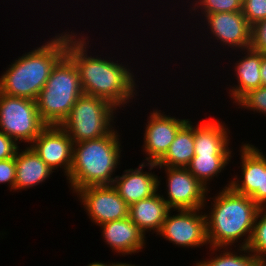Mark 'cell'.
Masks as SVG:
<instances>
[{
    "label": "cell",
    "instance_id": "6da1fadb",
    "mask_svg": "<svg viewBox=\"0 0 266 266\" xmlns=\"http://www.w3.org/2000/svg\"><path fill=\"white\" fill-rule=\"evenodd\" d=\"M86 35L75 32L66 47V55L78 69L83 94L102 98L119 110L139 95L138 81L135 82L137 77L128 64L114 61L113 57L110 60V57H100L103 55H88L91 46Z\"/></svg>",
    "mask_w": 266,
    "mask_h": 266
},
{
    "label": "cell",
    "instance_id": "7a4b0ae2",
    "mask_svg": "<svg viewBox=\"0 0 266 266\" xmlns=\"http://www.w3.org/2000/svg\"><path fill=\"white\" fill-rule=\"evenodd\" d=\"M39 47L18 56L0 77V92L7 96L37 99L52 68L66 54L68 39L75 33L68 29Z\"/></svg>",
    "mask_w": 266,
    "mask_h": 266
},
{
    "label": "cell",
    "instance_id": "3957f363",
    "mask_svg": "<svg viewBox=\"0 0 266 266\" xmlns=\"http://www.w3.org/2000/svg\"><path fill=\"white\" fill-rule=\"evenodd\" d=\"M212 199L205 213L209 247H247L259 206L254 200L235 192L228 184ZM213 204V205H212ZM241 239V240H240ZM239 240V241H238ZM243 240V241H242Z\"/></svg>",
    "mask_w": 266,
    "mask_h": 266
},
{
    "label": "cell",
    "instance_id": "277c9868",
    "mask_svg": "<svg viewBox=\"0 0 266 266\" xmlns=\"http://www.w3.org/2000/svg\"><path fill=\"white\" fill-rule=\"evenodd\" d=\"M117 129L108 135L74 143L72 167L68 175L69 188L75 193L94 185H113L120 164L121 139Z\"/></svg>",
    "mask_w": 266,
    "mask_h": 266
},
{
    "label": "cell",
    "instance_id": "5b68a950",
    "mask_svg": "<svg viewBox=\"0 0 266 266\" xmlns=\"http://www.w3.org/2000/svg\"><path fill=\"white\" fill-rule=\"evenodd\" d=\"M82 94L78 69L65 54L52 68L36 99L41 120L46 125L60 126Z\"/></svg>",
    "mask_w": 266,
    "mask_h": 266
},
{
    "label": "cell",
    "instance_id": "8992f818",
    "mask_svg": "<svg viewBox=\"0 0 266 266\" xmlns=\"http://www.w3.org/2000/svg\"><path fill=\"white\" fill-rule=\"evenodd\" d=\"M116 110L118 111L102 98L82 94L60 126L73 143L97 139L108 135L116 128L114 125Z\"/></svg>",
    "mask_w": 266,
    "mask_h": 266
},
{
    "label": "cell",
    "instance_id": "52a82bcc",
    "mask_svg": "<svg viewBox=\"0 0 266 266\" xmlns=\"http://www.w3.org/2000/svg\"><path fill=\"white\" fill-rule=\"evenodd\" d=\"M47 125L41 120L37 103L0 92V131L17 144L30 145Z\"/></svg>",
    "mask_w": 266,
    "mask_h": 266
},
{
    "label": "cell",
    "instance_id": "ba28073f",
    "mask_svg": "<svg viewBox=\"0 0 266 266\" xmlns=\"http://www.w3.org/2000/svg\"><path fill=\"white\" fill-rule=\"evenodd\" d=\"M201 210L206 211L205 209L170 210L157 235L176 247L192 249L208 246L206 216ZM172 211L178 213L172 215Z\"/></svg>",
    "mask_w": 266,
    "mask_h": 266
},
{
    "label": "cell",
    "instance_id": "9c48e42d",
    "mask_svg": "<svg viewBox=\"0 0 266 266\" xmlns=\"http://www.w3.org/2000/svg\"><path fill=\"white\" fill-rule=\"evenodd\" d=\"M239 151L242 175L233 176L228 185L235 192L251 197L259 207L266 206V154L247 142H242Z\"/></svg>",
    "mask_w": 266,
    "mask_h": 266
},
{
    "label": "cell",
    "instance_id": "30bf717a",
    "mask_svg": "<svg viewBox=\"0 0 266 266\" xmlns=\"http://www.w3.org/2000/svg\"><path fill=\"white\" fill-rule=\"evenodd\" d=\"M164 169L166 176L167 197L163 199L171 210L178 209H207L208 190L187 168L157 166Z\"/></svg>",
    "mask_w": 266,
    "mask_h": 266
},
{
    "label": "cell",
    "instance_id": "8fae6325",
    "mask_svg": "<svg viewBox=\"0 0 266 266\" xmlns=\"http://www.w3.org/2000/svg\"><path fill=\"white\" fill-rule=\"evenodd\" d=\"M78 200L93 224L97 226L129 217V205L113 185H94L76 192Z\"/></svg>",
    "mask_w": 266,
    "mask_h": 266
},
{
    "label": "cell",
    "instance_id": "7c38bea8",
    "mask_svg": "<svg viewBox=\"0 0 266 266\" xmlns=\"http://www.w3.org/2000/svg\"><path fill=\"white\" fill-rule=\"evenodd\" d=\"M204 26L207 25V31L211 38L220 42L219 45L227 46L236 52L243 54L245 49L251 48V30L242 11L238 12H221L206 14L203 16ZM237 49H239L237 51Z\"/></svg>",
    "mask_w": 266,
    "mask_h": 266
},
{
    "label": "cell",
    "instance_id": "4fadbf2b",
    "mask_svg": "<svg viewBox=\"0 0 266 266\" xmlns=\"http://www.w3.org/2000/svg\"><path fill=\"white\" fill-rule=\"evenodd\" d=\"M147 119L142 145L147 156L144 158V162L157 163L168 151L178 130L189 119H179L175 116L166 115L158 108L155 110L153 108Z\"/></svg>",
    "mask_w": 266,
    "mask_h": 266
},
{
    "label": "cell",
    "instance_id": "5bb4252c",
    "mask_svg": "<svg viewBox=\"0 0 266 266\" xmlns=\"http://www.w3.org/2000/svg\"><path fill=\"white\" fill-rule=\"evenodd\" d=\"M73 141L66 131L57 125H47L29 145L38 156L54 170L65 173L68 179L73 161Z\"/></svg>",
    "mask_w": 266,
    "mask_h": 266
},
{
    "label": "cell",
    "instance_id": "9a60e30c",
    "mask_svg": "<svg viewBox=\"0 0 266 266\" xmlns=\"http://www.w3.org/2000/svg\"><path fill=\"white\" fill-rule=\"evenodd\" d=\"M148 167L151 171L158 168L156 163H139L138 168L126 169L121 176L115 177L113 186L119 196L130 206L131 204L149 198L156 194L160 188L161 180L158 175L145 172L143 169Z\"/></svg>",
    "mask_w": 266,
    "mask_h": 266
},
{
    "label": "cell",
    "instance_id": "2e32d148",
    "mask_svg": "<svg viewBox=\"0 0 266 266\" xmlns=\"http://www.w3.org/2000/svg\"><path fill=\"white\" fill-rule=\"evenodd\" d=\"M99 227L105 243L118 255L125 257V255L139 253L146 247L145 234L131 221L130 217L107 222Z\"/></svg>",
    "mask_w": 266,
    "mask_h": 266
},
{
    "label": "cell",
    "instance_id": "e0dca14e",
    "mask_svg": "<svg viewBox=\"0 0 266 266\" xmlns=\"http://www.w3.org/2000/svg\"><path fill=\"white\" fill-rule=\"evenodd\" d=\"M209 119L194 126V155H233L229 128L225 122Z\"/></svg>",
    "mask_w": 266,
    "mask_h": 266
},
{
    "label": "cell",
    "instance_id": "ac0fdd59",
    "mask_svg": "<svg viewBox=\"0 0 266 266\" xmlns=\"http://www.w3.org/2000/svg\"><path fill=\"white\" fill-rule=\"evenodd\" d=\"M15 191L27 190L45 182L53 174L51 168L30 147L18 149L15 154Z\"/></svg>",
    "mask_w": 266,
    "mask_h": 266
},
{
    "label": "cell",
    "instance_id": "d6986e66",
    "mask_svg": "<svg viewBox=\"0 0 266 266\" xmlns=\"http://www.w3.org/2000/svg\"><path fill=\"white\" fill-rule=\"evenodd\" d=\"M245 56L239 58L234 67V79H237V84L230 86L229 96L236 103L244 94L252 89L262 86V79L260 75V67L262 62V52L256 51L252 48L244 50Z\"/></svg>",
    "mask_w": 266,
    "mask_h": 266
},
{
    "label": "cell",
    "instance_id": "ffe728a7",
    "mask_svg": "<svg viewBox=\"0 0 266 266\" xmlns=\"http://www.w3.org/2000/svg\"><path fill=\"white\" fill-rule=\"evenodd\" d=\"M158 191L153 196L137 201L129 207V217L146 235L160 231L167 214L171 210Z\"/></svg>",
    "mask_w": 266,
    "mask_h": 266
},
{
    "label": "cell",
    "instance_id": "44dd1931",
    "mask_svg": "<svg viewBox=\"0 0 266 266\" xmlns=\"http://www.w3.org/2000/svg\"><path fill=\"white\" fill-rule=\"evenodd\" d=\"M194 156V123L189 119L177 132L157 166L186 168Z\"/></svg>",
    "mask_w": 266,
    "mask_h": 266
},
{
    "label": "cell",
    "instance_id": "7402d4cb",
    "mask_svg": "<svg viewBox=\"0 0 266 266\" xmlns=\"http://www.w3.org/2000/svg\"><path fill=\"white\" fill-rule=\"evenodd\" d=\"M232 157V155H194L186 168L209 190V182L214 177L218 178L220 173L227 169Z\"/></svg>",
    "mask_w": 266,
    "mask_h": 266
},
{
    "label": "cell",
    "instance_id": "603a6c76",
    "mask_svg": "<svg viewBox=\"0 0 266 266\" xmlns=\"http://www.w3.org/2000/svg\"><path fill=\"white\" fill-rule=\"evenodd\" d=\"M238 248L232 250L231 247H209V251H213L212 255L216 254L215 251L219 252V255L197 261L194 266H251L256 256L247 247Z\"/></svg>",
    "mask_w": 266,
    "mask_h": 266
},
{
    "label": "cell",
    "instance_id": "cb8c5ba5",
    "mask_svg": "<svg viewBox=\"0 0 266 266\" xmlns=\"http://www.w3.org/2000/svg\"><path fill=\"white\" fill-rule=\"evenodd\" d=\"M247 248L256 257H266V206H260Z\"/></svg>",
    "mask_w": 266,
    "mask_h": 266
},
{
    "label": "cell",
    "instance_id": "d4e9b609",
    "mask_svg": "<svg viewBox=\"0 0 266 266\" xmlns=\"http://www.w3.org/2000/svg\"><path fill=\"white\" fill-rule=\"evenodd\" d=\"M194 1V2H193ZM190 13L195 15L194 13L197 11L198 13L201 12L204 16L206 14H213V13H221V12H238L242 11V1L243 0H193ZM200 9V11H199ZM192 11V12H191Z\"/></svg>",
    "mask_w": 266,
    "mask_h": 266
},
{
    "label": "cell",
    "instance_id": "484cf974",
    "mask_svg": "<svg viewBox=\"0 0 266 266\" xmlns=\"http://www.w3.org/2000/svg\"><path fill=\"white\" fill-rule=\"evenodd\" d=\"M238 108H245L266 116V87L252 89L244 94L236 103Z\"/></svg>",
    "mask_w": 266,
    "mask_h": 266
},
{
    "label": "cell",
    "instance_id": "4316f807",
    "mask_svg": "<svg viewBox=\"0 0 266 266\" xmlns=\"http://www.w3.org/2000/svg\"><path fill=\"white\" fill-rule=\"evenodd\" d=\"M242 13L252 27L266 19V0H243Z\"/></svg>",
    "mask_w": 266,
    "mask_h": 266
},
{
    "label": "cell",
    "instance_id": "83f0119b",
    "mask_svg": "<svg viewBox=\"0 0 266 266\" xmlns=\"http://www.w3.org/2000/svg\"><path fill=\"white\" fill-rule=\"evenodd\" d=\"M16 164L15 157L0 160V183L7 184L15 192Z\"/></svg>",
    "mask_w": 266,
    "mask_h": 266
},
{
    "label": "cell",
    "instance_id": "f1b7e54d",
    "mask_svg": "<svg viewBox=\"0 0 266 266\" xmlns=\"http://www.w3.org/2000/svg\"><path fill=\"white\" fill-rule=\"evenodd\" d=\"M251 48L266 53V19L252 26Z\"/></svg>",
    "mask_w": 266,
    "mask_h": 266
},
{
    "label": "cell",
    "instance_id": "f546056e",
    "mask_svg": "<svg viewBox=\"0 0 266 266\" xmlns=\"http://www.w3.org/2000/svg\"><path fill=\"white\" fill-rule=\"evenodd\" d=\"M19 148L18 144L11 137L0 131V160L15 157Z\"/></svg>",
    "mask_w": 266,
    "mask_h": 266
},
{
    "label": "cell",
    "instance_id": "4dcf8cb0",
    "mask_svg": "<svg viewBox=\"0 0 266 266\" xmlns=\"http://www.w3.org/2000/svg\"><path fill=\"white\" fill-rule=\"evenodd\" d=\"M262 86L266 87V53H262V62L260 67Z\"/></svg>",
    "mask_w": 266,
    "mask_h": 266
},
{
    "label": "cell",
    "instance_id": "1f68e13d",
    "mask_svg": "<svg viewBox=\"0 0 266 266\" xmlns=\"http://www.w3.org/2000/svg\"><path fill=\"white\" fill-rule=\"evenodd\" d=\"M251 266H266V257H256Z\"/></svg>",
    "mask_w": 266,
    "mask_h": 266
},
{
    "label": "cell",
    "instance_id": "d6a6232c",
    "mask_svg": "<svg viewBox=\"0 0 266 266\" xmlns=\"http://www.w3.org/2000/svg\"><path fill=\"white\" fill-rule=\"evenodd\" d=\"M118 262H110V263H104V262H96V261H94V262H92V263H89L88 265H86V266H115L116 264H117Z\"/></svg>",
    "mask_w": 266,
    "mask_h": 266
},
{
    "label": "cell",
    "instance_id": "836d02e7",
    "mask_svg": "<svg viewBox=\"0 0 266 266\" xmlns=\"http://www.w3.org/2000/svg\"><path fill=\"white\" fill-rule=\"evenodd\" d=\"M115 266H138V265H135V264H129V263H123V262H118ZM140 266V265H139Z\"/></svg>",
    "mask_w": 266,
    "mask_h": 266
}]
</instances>
